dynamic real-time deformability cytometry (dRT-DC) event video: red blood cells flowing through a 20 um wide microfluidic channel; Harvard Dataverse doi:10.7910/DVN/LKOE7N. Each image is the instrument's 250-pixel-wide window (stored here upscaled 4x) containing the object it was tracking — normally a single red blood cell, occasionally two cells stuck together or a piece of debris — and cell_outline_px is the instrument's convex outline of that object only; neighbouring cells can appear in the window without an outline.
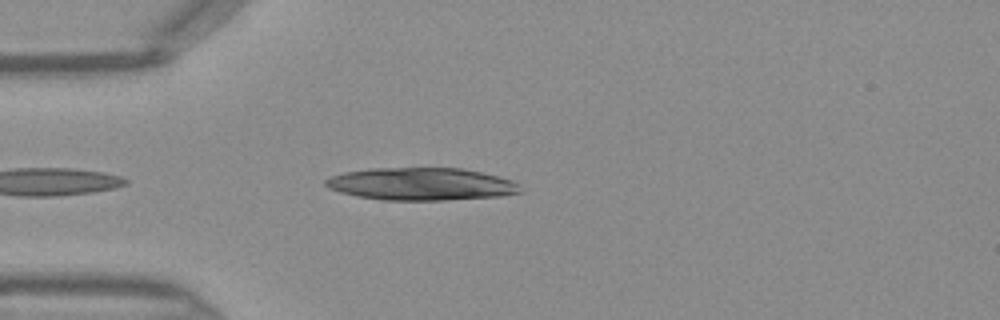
{"species": "Egyptian fruit bat (a non-hibernating species)", "species_latin": "Rousettus aegyptiacus", "temperature_condition": "warm", "stored_images_in_passage": 24, "camera_frame_rate_fps": 3000, "um_per_image_px": 0.085, "frame": {"image": 1, "passage_image": 3, "time_ms": 0.667, "image_size_px": [1000, 320], "cell_outline_px": [[524, 192], [500, 196], [444, 200], [384, 200], [356, 196], [340, 192], [328, 188], [324, 184], [324, 180], [332, 176], [344, 172], [372, 168], [460, 168], [500, 176], [512, 180], [520, 184]], "centroid_in_image_um": [35.83, 15.64], "position_along_channel_um": 49.2, "area_um2": 37.11}}
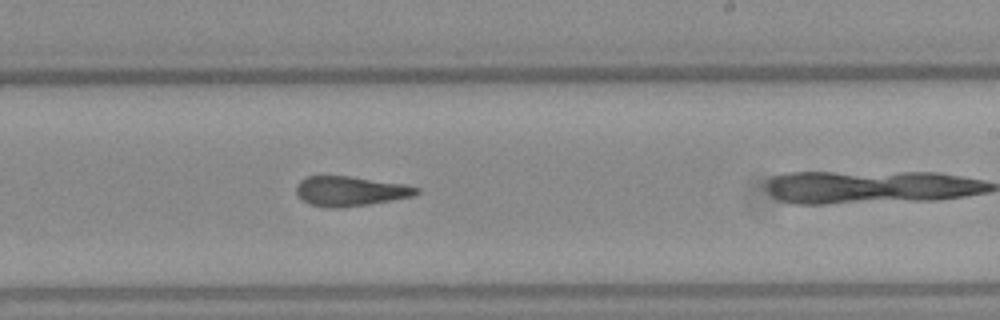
{"frame": {"image": 2, "passage_image": 15, "time_ms": 4.667, "image_size_px": [1000, 320], "cell_outline_px": [[420, 192], [412, 196], [368, 204], [336, 208], [312, 204], [304, 200], [296, 192], [296, 184], [304, 176], [348, 176], [404, 184], [420, 188]], "centroid_in_image_um": [29.77, 16.23], "position_along_channel_um": 259.2, "area_um2": 20.46}}
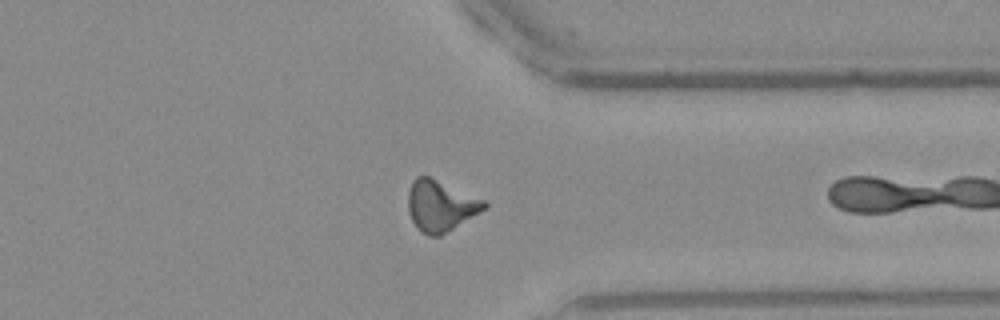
{"frame": {"image": 3, "passage_image": 23, "time_ms": 7.333, "image_size_px": [1000, 320], "cell_outline_px": [[488, 208], [440, 236], [428, 236], [420, 232], [416, 228], [408, 212], [408, 192], [412, 180], [416, 176], [428, 176], [484, 200], [488, 204]], "centroid_in_image_um": [37.43, 17.51], "position_along_channel_um": 374.0, "area_um2": 22.66}}